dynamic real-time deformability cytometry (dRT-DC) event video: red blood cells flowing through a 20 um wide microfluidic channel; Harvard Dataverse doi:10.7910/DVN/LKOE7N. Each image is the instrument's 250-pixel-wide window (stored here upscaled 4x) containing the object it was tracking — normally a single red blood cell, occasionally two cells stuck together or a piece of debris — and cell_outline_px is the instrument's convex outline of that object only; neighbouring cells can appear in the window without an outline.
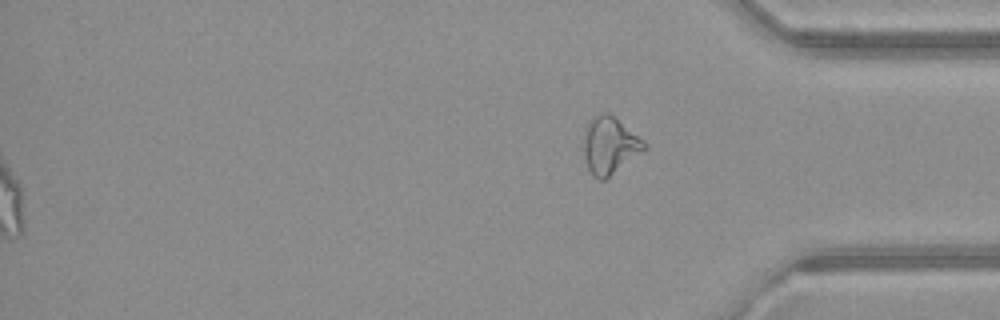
{"species": "common noctule bat (a hibernating species)", "species_latin": "Nyctalus noctula", "temperature_condition": "warm", "stored_images_in_passage": 52, "segment_of_instrument_passage": [2, 2], "camera_frame_rate_fps": 3000, "um_per_image_px": 0.085, "animal": {"sex": "female", "body_mass_g": 21.9}, "frame": {"image": 1, "passage_image": 52, "time_ms": 17.0, "image_size_px": [1000, 320], "cell_outline_px": [[648, 148], [644, 152], [604, 180], [600, 180], [592, 176], [588, 168], [584, 156], [584, 132], [588, 120], [592, 116], [600, 112], [608, 112], [648, 144]], "centroid_in_image_um": [51.82, 12.36], "position_along_channel_um": 383.4, "area_um2": 20.35}}